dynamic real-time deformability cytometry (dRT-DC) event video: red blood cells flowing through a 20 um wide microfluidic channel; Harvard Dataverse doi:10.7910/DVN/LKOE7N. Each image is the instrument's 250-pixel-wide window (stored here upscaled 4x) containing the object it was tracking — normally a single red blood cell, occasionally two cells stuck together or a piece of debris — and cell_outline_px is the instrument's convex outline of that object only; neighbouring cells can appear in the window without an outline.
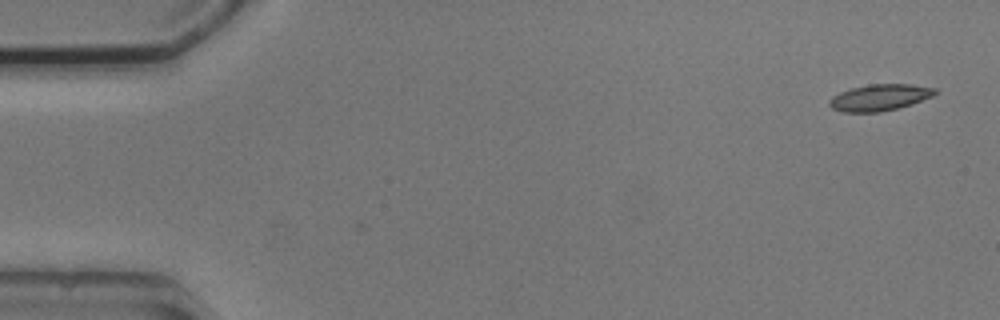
{"species": "common noctule bat (a hibernating species)", "species_latin": "Nyctalus noctula", "temperature_condition": "cold", "stored_images_in_passage": 3, "camera_frame_rate_fps": 3000, "um_per_image_px": 0.085, "animal": {"sex": "male", "body_mass_g": 20.5, "forearm_length_mm": 52.5}, "frame": {"image": 1, "passage_image": 1, "time_ms": 0.0, "image_size_px": [1000, 320], "cell_outline_px": [[936, 92], [932, 96], [912, 104], [900, 108], [880, 112], [844, 112], [832, 108], [828, 104], [828, 100], [832, 96], [840, 92], [852, 88], [868, 84], [912, 84], [936, 88]], "centroid_in_image_um": [74.76, 8.29], "position_along_channel_um": 10.2, "area_um2": 16.36}}